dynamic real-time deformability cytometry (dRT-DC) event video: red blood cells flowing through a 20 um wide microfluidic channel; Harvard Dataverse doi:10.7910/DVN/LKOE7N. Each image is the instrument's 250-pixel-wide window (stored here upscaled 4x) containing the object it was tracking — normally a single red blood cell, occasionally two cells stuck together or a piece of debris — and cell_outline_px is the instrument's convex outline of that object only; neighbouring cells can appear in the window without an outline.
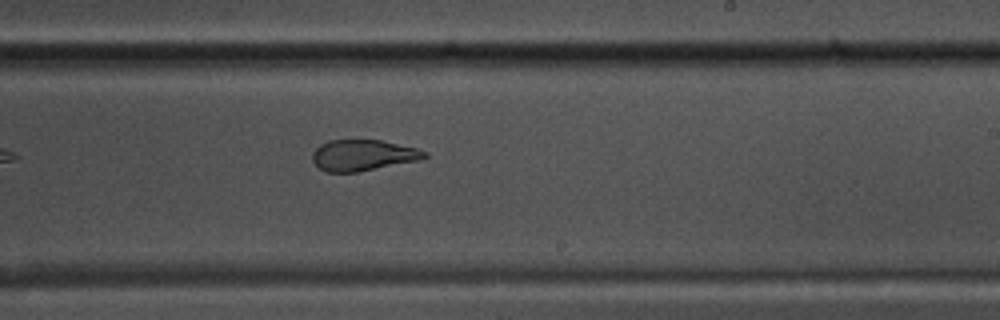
{"species": "common noctule bat (a hibernating species)", "species_latin": "Nyctalus noctula", "temperature_condition": "warm", "stored_images_in_passage": 36, "camera_frame_rate_fps": 3000, "um_per_image_px": 0.085, "animal": {"sex": "male", "body_mass_g": 17.5, "forearm_length_mm": 52.3}, "frame": {"image": 1, "passage_image": 16, "time_ms": 5.0, "image_size_px": [1000, 320], "cell_outline_px": [[428, 156], [420, 160], [356, 172], [324, 172], [312, 160], [312, 152], [320, 144], [328, 140], [380, 140], [416, 148], [428, 152]], "centroid_in_image_um": [30.84, 13.19], "position_along_channel_um": 258.2, "area_um2": 20.23}}
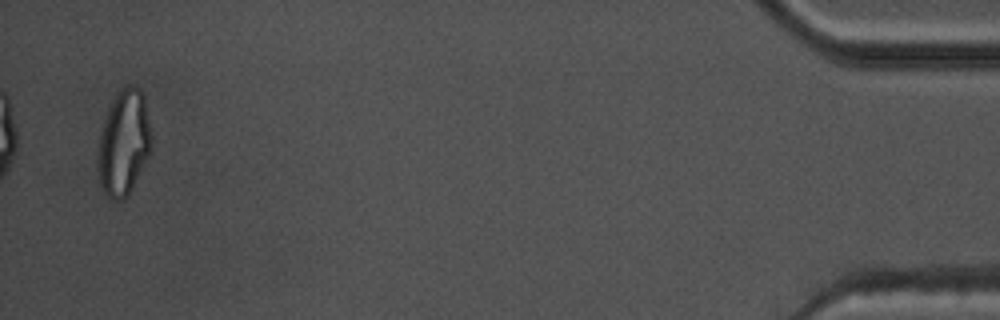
{"frame": {"image": 2, "passage_image": 36, "time_ms": 11.667, "image_size_px": [1000, 320], "cell_outline_px": [[152, 144], [148, 156], [128, 196], [120, 200], [112, 200], [104, 192], [100, 184], [100, 136], [104, 120], [112, 100], [120, 88], [124, 84], [132, 84], [140, 88], [144, 92], [152, 136]], "centroid_in_image_um": [10.57, 12.06], "position_along_channel_um": 424.6, "area_um2": 32.54}, "authors_computed_cell_mechanics": {"area_um2": 21.3282, "velocity_mm_per_s": 3.7816, "shape_relaxation_time_tau1_ms": null, "shape_relaxation_time_tau2_ms": 1.4081, "deformation_change_tau1": null, "deformation_change_tau2": 0.0865}}